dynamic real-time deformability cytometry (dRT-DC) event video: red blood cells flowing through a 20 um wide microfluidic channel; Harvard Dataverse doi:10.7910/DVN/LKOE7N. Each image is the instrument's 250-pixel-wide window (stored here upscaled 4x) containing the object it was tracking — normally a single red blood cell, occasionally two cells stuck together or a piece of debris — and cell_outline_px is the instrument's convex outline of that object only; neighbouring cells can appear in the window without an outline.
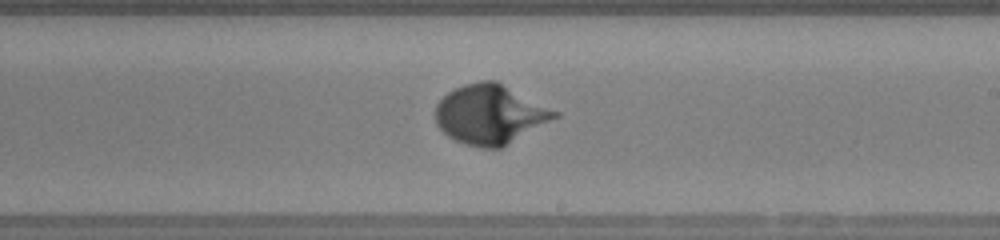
{"species": "human", "species_latin": "Homo sapiens", "temperature_condition": "warm", "stored_images_in_passage": 49, "camera_frame_rate_fps": 3000, "um_per_image_px": 0.085, "donor": {"sex": "female"}, "frame": {"image": 1, "passage_image": 28, "time_ms": 9.0, "image_size_px": [1000, 240], "cell_outline_px": [[560, 116], [500, 148], [480, 148], [464, 144], [448, 136], [436, 124], [436, 104], [448, 92], [464, 84], [480, 80], [496, 80], [560, 112]], "centroid_in_image_um": [41.67, 9.71], "position_along_channel_um": 247.3, "area_um2": 41.15}}
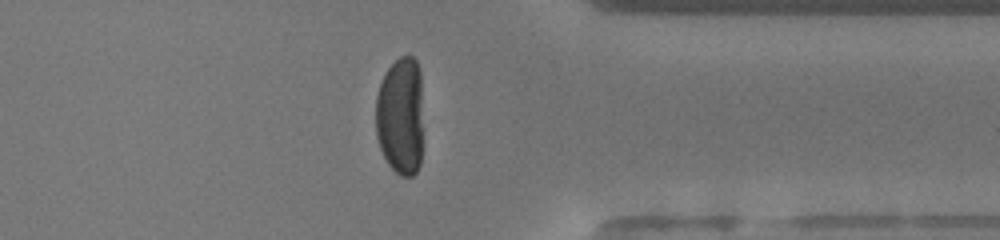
{"frame": {"image": 2, "passage_image": 38, "time_ms": 12.333, "image_size_px": [1000, 240], "cell_outline_px": [[420, 164], [416, 172], [412, 176], [400, 176], [388, 164], [380, 148], [376, 136], [376, 96], [380, 84], [388, 68], [400, 56], [412, 56], [416, 60], [420, 72]], "centroid_in_image_um": [34.01, 9.87], "position_along_channel_um": 377.4, "area_um2": 32.19}}
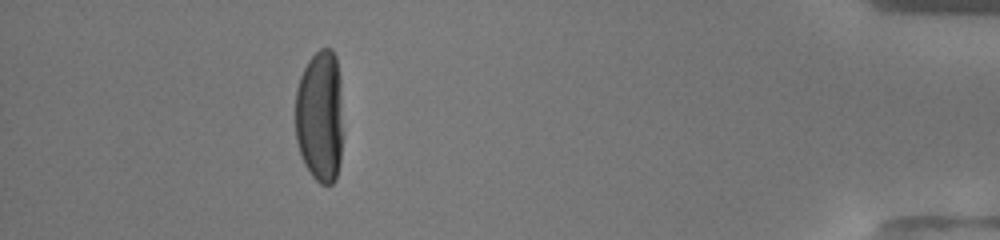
{"frame": {"image": 3, "passage_image": 44, "time_ms": 14.333, "image_size_px": [1000, 240], "cell_outline_px": [[340, 164], [336, 180], [332, 184], [320, 184], [312, 176], [304, 164], [296, 140], [296, 88], [300, 76], [308, 60], [320, 48], [332, 48], [336, 56], [340, 76]], "centroid_in_image_um": [27.18, 9.87], "position_along_channel_um": 408.0, "area_um2": 36.65}, "authors_computed_cell_mechanics": {"area_um2": 37.281, "velocity_mm_per_s": 4.1559, "shape_relaxation_time_tau1_ms": 2.8869, "shape_relaxation_time_tau2_ms": null, "deformation_change_tau1": 0.1796, "deformation_change_tau2": null}}